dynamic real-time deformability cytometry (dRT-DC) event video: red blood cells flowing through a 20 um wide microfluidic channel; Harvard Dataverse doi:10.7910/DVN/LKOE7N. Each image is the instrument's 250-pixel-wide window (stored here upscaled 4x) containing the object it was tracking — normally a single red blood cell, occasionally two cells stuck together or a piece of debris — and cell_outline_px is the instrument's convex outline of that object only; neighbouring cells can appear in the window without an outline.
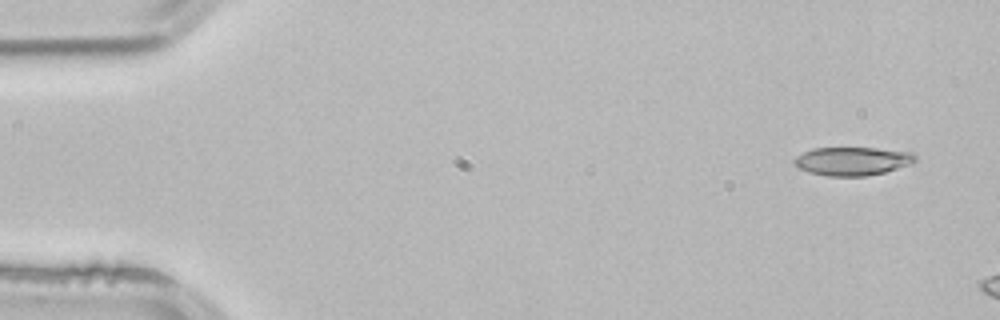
{"species": "common noctule bat (a hibernating species)", "species_latin": "Nyctalus noctula", "temperature_condition": "room temperature", "stored_images_in_passage": 5, "camera_frame_rate_fps": 3000, "um_per_image_px": 0.085, "animal": {"sex": "male", "body_mass_g": 21.5, "forearm_length_mm": 52.0}, "frame": {"image": 1, "passage_image": 1, "time_ms": 0.0, "image_size_px": [1000, 320], "cell_outline_px": [[916, 160], [908, 164], [884, 172], [868, 176], [828, 176], [808, 172], [800, 168], [792, 160], [796, 156], [812, 148], [876, 148], [916, 152]], "centroid_in_image_um": [72.46, 13.69], "position_along_channel_um": 12.5, "area_um2": 20.0}}